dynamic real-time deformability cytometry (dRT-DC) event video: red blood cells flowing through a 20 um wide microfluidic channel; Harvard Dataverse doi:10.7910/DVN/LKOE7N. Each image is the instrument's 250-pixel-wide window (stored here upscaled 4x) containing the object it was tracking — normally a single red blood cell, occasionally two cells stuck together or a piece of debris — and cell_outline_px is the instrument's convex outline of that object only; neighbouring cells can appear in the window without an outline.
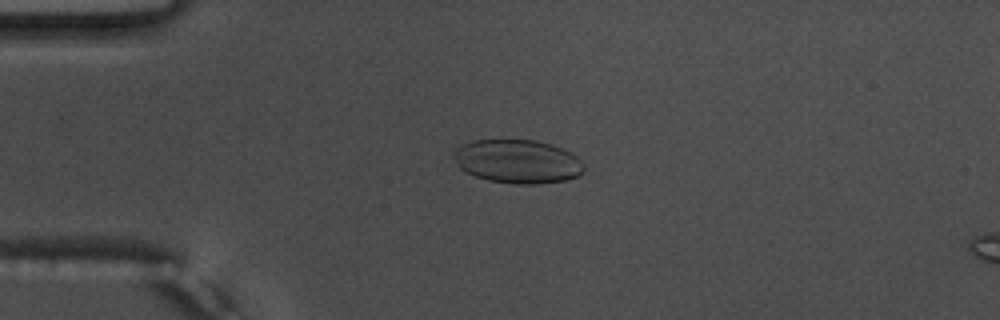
{"species": "common noctule bat (a hibernating species)", "species_latin": "Nyctalus noctula", "temperature_condition": "warm", "stored_images_in_passage": 55, "camera_frame_rate_fps": 3000, "um_per_image_px": 0.085, "animal": {"sex": "male", "body_mass_g": 17.5, "forearm_length_mm": 52.3}, "frame": {"image": 1, "passage_image": 14, "time_ms": 4.333, "image_size_px": [1000, 320], "cell_outline_px": [[584, 168], [576, 176], [564, 180], [540, 184], [516, 184], [488, 180], [464, 172], [456, 164], [456, 148], [460, 144], [472, 140], [536, 140], [552, 144], [576, 156], [584, 164]], "centroid_in_image_um": [43.97, 13.72], "position_along_channel_um": 41.0, "area_um2": 32.95}}
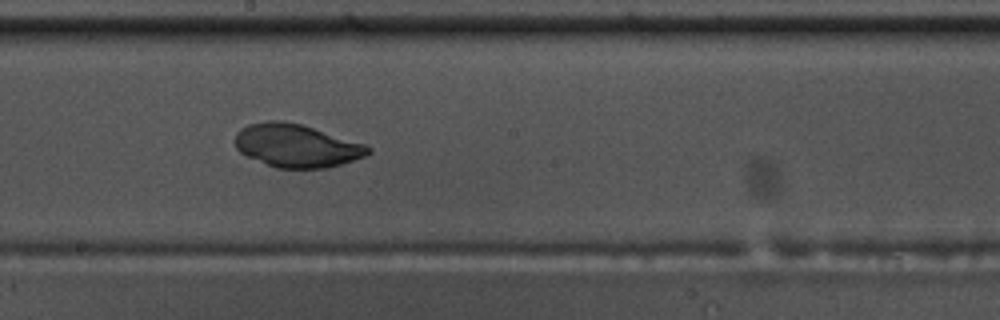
{"frame": {"image": 2, "passage_image": 31, "time_ms": 10.0, "image_size_px": [1000, 320], "cell_outline_px": [[372, 152], [364, 156], [328, 168], [276, 168], [248, 156], [240, 152], [236, 148], [236, 132], [240, 128], [248, 124], [268, 120], [284, 120], [300, 124], [368, 144], [372, 148]], "centroid_in_image_um": [25.22, 12.37], "position_along_channel_um": 223.0, "area_um2": 33.47}}
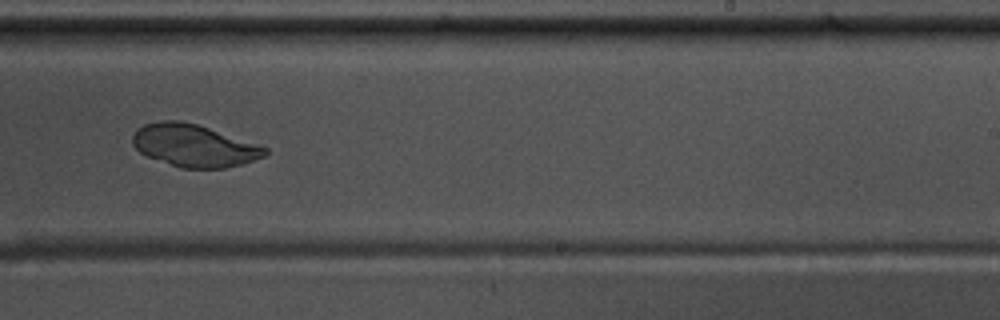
{"frame": {"image": 3, "passage_image": 35, "time_ms": 11.333, "image_size_px": [1000, 320], "cell_outline_px": [[268, 152], [264, 156], [240, 164], [224, 168], [180, 168], [148, 156], [140, 152], [132, 144], [132, 136], [136, 128], [144, 124], [160, 120], [180, 120], [196, 124], [268, 148]], "centroid_in_image_um": [16.43, 12.37], "position_along_channel_um": 272.6, "area_um2": 32.31}}